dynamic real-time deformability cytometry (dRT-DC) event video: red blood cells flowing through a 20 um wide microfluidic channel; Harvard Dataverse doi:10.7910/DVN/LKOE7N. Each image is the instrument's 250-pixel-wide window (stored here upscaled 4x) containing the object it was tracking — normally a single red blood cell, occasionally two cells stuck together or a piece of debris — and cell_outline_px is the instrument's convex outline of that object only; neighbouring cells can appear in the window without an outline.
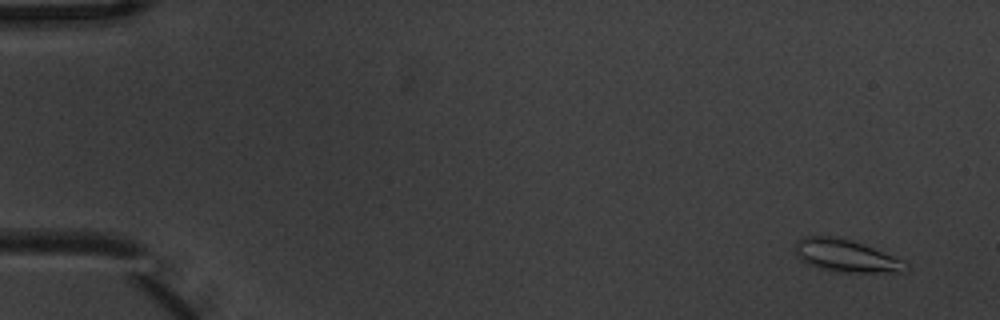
{"species": "common noctule bat (a hibernating species)", "species_latin": "Nyctalus noctula", "temperature_condition": "warm", "stored_images_in_passage": 5, "camera_frame_rate_fps": 3000, "um_per_image_px": 0.085, "animal": {"sex": "male", "body_mass_g": 20.1, "forearm_length_mm": 53.5}, "frame": {"image": 1, "passage_image": 1, "time_ms": 0.0, "image_size_px": [1000, 320], "cell_outline_px": [[908, 268], [900, 272], [836, 272], [820, 268], [808, 264], [800, 260], [796, 256], [796, 240], [804, 236], [836, 236], [852, 240], [864, 244], [904, 260], [908, 264]], "centroid_in_image_um": [71.89, 21.73], "position_along_channel_um": 13.1, "area_um2": 21.04}}
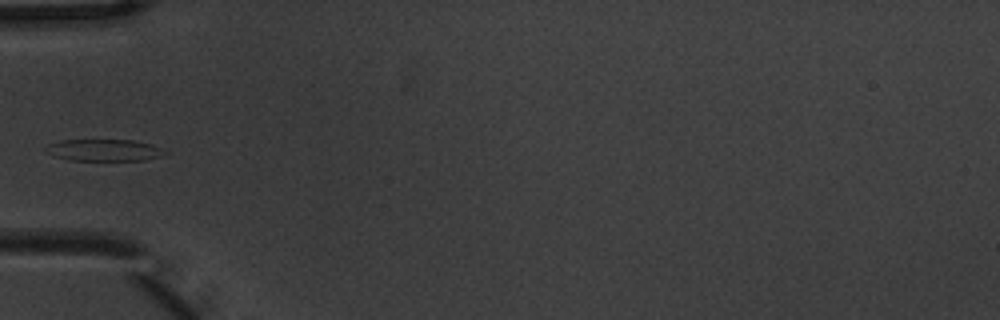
{"frame": {"image": 2, "passage_image": 5, "time_ms": 1.333, "image_size_px": [1000, 320], "cell_outline_px": [[168, 152], [160, 156], [144, 160], [68, 160], [52, 156], [44, 148], [48, 144], [60, 140], [132, 140], [152, 144]], "centroid_in_image_um": [8.81, 12.76], "position_along_channel_um": 76.2, "area_um2": 15.09}}